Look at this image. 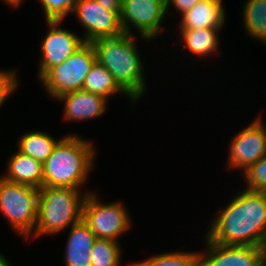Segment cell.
Returning a JSON list of instances; mask_svg holds the SVG:
<instances>
[{
    "label": "cell",
    "mask_w": 266,
    "mask_h": 266,
    "mask_svg": "<svg viewBox=\"0 0 266 266\" xmlns=\"http://www.w3.org/2000/svg\"><path fill=\"white\" fill-rule=\"evenodd\" d=\"M243 126L229 140L225 168L244 173L252 164L266 155V127L262 116Z\"/></svg>",
    "instance_id": "9"
},
{
    "label": "cell",
    "mask_w": 266,
    "mask_h": 266,
    "mask_svg": "<svg viewBox=\"0 0 266 266\" xmlns=\"http://www.w3.org/2000/svg\"><path fill=\"white\" fill-rule=\"evenodd\" d=\"M224 0H200L193 8L185 11L180 16L172 17L176 20L174 29H204L224 28L228 16ZM178 22V23H177Z\"/></svg>",
    "instance_id": "15"
},
{
    "label": "cell",
    "mask_w": 266,
    "mask_h": 266,
    "mask_svg": "<svg viewBox=\"0 0 266 266\" xmlns=\"http://www.w3.org/2000/svg\"><path fill=\"white\" fill-rule=\"evenodd\" d=\"M124 202L122 199L104 202L99 192L94 189L87 194L83 204L82 219L96 238L121 242L120 238L130 233L134 221Z\"/></svg>",
    "instance_id": "6"
},
{
    "label": "cell",
    "mask_w": 266,
    "mask_h": 266,
    "mask_svg": "<svg viewBox=\"0 0 266 266\" xmlns=\"http://www.w3.org/2000/svg\"><path fill=\"white\" fill-rule=\"evenodd\" d=\"M199 266H265V247L220 245L204 234Z\"/></svg>",
    "instance_id": "12"
},
{
    "label": "cell",
    "mask_w": 266,
    "mask_h": 266,
    "mask_svg": "<svg viewBox=\"0 0 266 266\" xmlns=\"http://www.w3.org/2000/svg\"><path fill=\"white\" fill-rule=\"evenodd\" d=\"M89 189L82 191L75 188L41 187L36 226L26 242H31L35 238L37 240L39 237L53 238L61 235L69 227L81 221L85 198L93 191L90 187Z\"/></svg>",
    "instance_id": "4"
},
{
    "label": "cell",
    "mask_w": 266,
    "mask_h": 266,
    "mask_svg": "<svg viewBox=\"0 0 266 266\" xmlns=\"http://www.w3.org/2000/svg\"><path fill=\"white\" fill-rule=\"evenodd\" d=\"M55 138L45 130L33 129L27 130L24 134L20 135L17 139V149L23 154L29 155L33 159L41 162L42 164L47 160L54 150L56 144L65 136Z\"/></svg>",
    "instance_id": "19"
},
{
    "label": "cell",
    "mask_w": 266,
    "mask_h": 266,
    "mask_svg": "<svg viewBox=\"0 0 266 266\" xmlns=\"http://www.w3.org/2000/svg\"><path fill=\"white\" fill-rule=\"evenodd\" d=\"M43 8L45 20L64 21L72 15L77 0H37Z\"/></svg>",
    "instance_id": "24"
},
{
    "label": "cell",
    "mask_w": 266,
    "mask_h": 266,
    "mask_svg": "<svg viewBox=\"0 0 266 266\" xmlns=\"http://www.w3.org/2000/svg\"><path fill=\"white\" fill-rule=\"evenodd\" d=\"M127 264L126 266H199V250L164 251Z\"/></svg>",
    "instance_id": "20"
},
{
    "label": "cell",
    "mask_w": 266,
    "mask_h": 266,
    "mask_svg": "<svg viewBox=\"0 0 266 266\" xmlns=\"http://www.w3.org/2000/svg\"><path fill=\"white\" fill-rule=\"evenodd\" d=\"M68 229L64 251H84L87 255H91L96 236L84 220L82 219Z\"/></svg>",
    "instance_id": "22"
},
{
    "label": "cell",
    "mask_w": 266,
    "mask_h": 266,
    "mask_svg": "<svg viewBox=\"0 0 266 266\" xmlns=\"http://www.w3.org/2000/svg\"><path fill=\"white\" fill-rule=\"evenodd\" d=\"M5 5L10 7L11 10H15L16 8L18 9L20 5H23L22 3L25 2L26 0H1Z\"/></svg>",
    "instance_id": "29"
},
{
    "label": "cell",
    "mask_w": 266,
    "mask_h": 266,
    "mask_svg": "<svg viewBox=\"0 0 266 266\" xmlns=\"http://www.w3.org/2000/svg\"><path fill=\"white\" fill-rule=\"evenodd\" d=\"M216 211L204 231L220 245L266 246V192L240 187Z\"/></svg>",
    "instance_id": "1"
},
{
    "label": "cell",
    "mask_w": 266,
    "mask_h": 266,
    "mask_svg": "<svg viewBox=\"0 0 266 266\" xmlns=\"http://www.w3.org/2000/svg\"><path fill=\"white\" fill-rule=\"evenodd\" d=\"M97 149L88 137L66 133L43 163V187L83 190L96 167Z\"/></svg>",
    "instance_id": "3"
},
{
    "label": "cell",
    "mask_w": 266,
    "mask_h": 266,
    "mask_svg": "<svg viewBox=\"0 0 266 266\" xmlns=\"http://www.w3.org/2000/svg\"><path fill=\"white\" fill-rule=\"evenodd\" d=\"M97 3L103 4L104 8L116 12L119 16L122 11V0H96Z\"/></svg>",
    "instance_id": "28"
},
{
    "label": "cell",
    "mask_w": 266,
    "mask_h": 266,
    "mask_svg": "<svg viewBox=\"0 0 266 266\" xmlns=\"http://www.w3.org/2000/svg\"><path fill=\"white\" fill-rule=\"evenodd\" d=\"M65 21L45 20L47 27L40 39V58L37 63V81L52 67L61 64L85 42L76 31L62 28Z\"/></svg>",
    "instance_id": "10"
},
{
    "label": "cell",
    "mask_w": 266,
    "mask_h": 266,
    "mask_svg": "<svg viewBox=\"0 0 266 266\" xmlns=\"http://www.w3.org/2000/svg\"><path fill=\"white\" fill-rule=\"evenodd\" d=\"M258 116H262V120L264 121L265 127H266V119H265L266 117L264 118L263 115H262V113L260 115H258Z\"/></svg>",
    "instance_id": "31"
},
{
    "label": "cell",
    "mask_w": 266,
    "mask_h": 266,
    "mask_svg": "<svg viewBox=\"0 0 266 266\" xmlns=\"http://www.w3.org/2000/svg\"><path fill=\"white\" fill-rule=\"evenodd\" d=\"M7 158L5 173L0 176L5 180L29 185L40 189L43 187V164L29 155L23 154L17 148Z\"/></svg>",
    "instance_id": "16"
},
{
    "label": "cell",
    "mask_w": 266,
    "mask_h": 266,
    "mask_svg": "<svg viewBox=\"0 0 266 266\" xmlns=\"http://www.w3.org/2000/svg\"><path fill=\"white\" fill-rule=\"evenodd\" d=\"M223 28H204V29H175L173 31V37L177 38L173 41L175 43L174 47L180 46L177 48L181 50V55L184 52L186 57H193L195 60L201 62V60L211 59L215 56L217 58L221 54L219 53V47L221 44L222 38L220 34L222 33ZM178 33V35L176 34ZM175 33V36H174ZM180 37V38H179ZM179 39V40H178ZM189 55V56H188ZM214 55V56H213ZM218 55V56H216Z\"/></svg>",
    "instance_id": "14"
},
{
    "label": "cell",
    "mask_w": 266,
    "mask_h": 266,
    "mask_svg": "<svg viewBox=\"0 0 266 266\" xmlns=\"http://www.w3.org/2000/svg\"><path fill=\"white\" fill-rule=\"evenodd\" d=\"M64 266H91V255L84 251H64Z\"/></svg>",
    "instance_id": "26"
},
{
    "label": "cell",
    "mask_w": 266,
    "mask_h": 266,
    "mask_svg": "<svg viewBox=\"0 0 266 266\" xmlns=\"http://www.w3.org/2000/svg\"><path fill=\"white\" fill-rule=\"evenodd\" d=\"M55 101L64 106L61 121L76 124L101 118L110 105L103 96L85 90L70 92Z\"/></svg>",
    "instance_id": "13"
},
{
    "label": "cell",
    "mask_w": 266,
    "mask_h": 266,
    "mask_svg": "<svg viewBox=\"0 0 266 266\" xmlns=\"http://www.w3.org/2000/svg\"><path fill=\"white\" fill-rule=\"evenodd\" d=\"M82 27L84 42L92 43L101 38L119 36L124 33L120 16L104 8L96 0H77L76 8L72 13Z\"/></svg>",
    "instance_id": "11"
},
{
    "label": "cell",
    "mask_w": 266,
    "mask_h": 266,
    "mask_svg": "<svg viewBox=\"0 0 266 266\" xmlns=\"http://www.w3.org/2000/svg\"><path fill=\"white\" fill-rule=\"evenodd\" d=\"M140 41L142 43L145 41L143 44L147 45L151 43L147 38L126 33L92 42L96 60L113 75L118 86L136 104H140L139 102L145 99L149 91L146 65L138 46Z\"/></svg>",
    "instance_id": "2"
},
{
    "label": "cell",
    "mask_w": 266,
    "mask_h": 266,
    "mask_svg": "<svg viewBox=\"0 0 266 266\" xmlns=\"http://www.w3.org/2000/svg\"><path fill=\"white\" fill-rule=\"evenodd\" d=\"M122 243L96 238L91 250V266H124Z\"/></svg>",
    "instance_id": "21"
},
{
    "label": "cell",
    "mask_w": 266,
    "mask_h": 266,
    "mask_svg": "<svg viewBox=\"0 0 266 266\" xmlns=\"http://www.w3.org/2000/svg\"><path fill=\"white\" fill-rule=\"evenodd\" d=\"M242 174L243 183H246L243 188L251 191L266 192V155L252 164Z\"/></svg>",
    "instance_id": "23"
},
{
    "label": "cell",
    "mask_w": 266,
    "mask_h": 266,
    "mask_svg": "<svg viewBox=\"0 0 266 266\" xmlns=\"http://www.w3.org/2000/svg\"><path fill=\"white\" fill-rule=\"evenodd\" d=\"M82 90L103 96L109 102L111 97L114 99V96L121 95L122 97L124 95L125 98H128L130 106L134 107H131V109L134 110L136 107V103L118 86L113 75L97 60L91 66L84 80Z\"/></svg>",
    "instance_id": "18"
},
{
    "label": "cell",
    "mask_w": 266,
    "mask_h": 266,
    "mask_svg": "<svg viewBox=\"0 0 266 266\" xmlns=\"http://www.w3.org/2000/svg\"><path fill=\"white\" fill-rule=\"evenodd\" d=\"M96 61V52L92 43L85 42L61 64L50 68L39 80L41 89L47 98L58 97L83 89L84 80Z\"/></svg>",
    "instance_id": "7"
},
{
    "label": "cell",
    "mask_w": 266,
    "mask_h": 266,
    "mask_svg": "<svg viewBox=\"0 0 266 266\" xmlns=\"http://www.w3.org/2000/svg\"><path fill=\"white\" fill-rule=\"evenodd\" d=\"M165 19L166 0H122L120 23L126 34L137 33L156 42L164 32Z\"/></svg>",
    "instance_id": "8"
},
{
    "label": "cell",
    "mask_w": 266,
    "mask_h": 266,
    "mask_svg": "<svg viewBox=\"0 0 266 266\" xmlns=\"http://www.w3.org/2000/svg\"><path fill=\"white\" fill-rule=\"evenodd\" d=\"M244 2V3H243ZM240 8L242 30L247 39L266 46V0H244ZM244 27V28H243Z\"/></svg>",
    "instance_id": "17"
},
{
    "label": "cell",
    "mask_w": 266,
    "mask_h": 266,
    "mask_svg": "<svg viewBox=\"0 0 266 266\" xmlns=\"http://www.w3.org/2000/svg\"><path fill=\"white\" fill-rule=\"evenodd\" d=\"M0 266H14L9 258L7 257V255H5L4 253H2L0 251Z\"/></svg>",
    "instance_id": "30"
},
{
    "label": "cell",
    "mask_w": 266,
    "mask_h": 266,
    "mask_svg": "<svg viewBox=\"0 0 266 266\" xmlns=\"http://www.w3.org/2000/svg\"><path fill=\"white\" fill-rule=\"evenodd\" d=\"M200 0H166V13L167 16L172 14V12L177 13V15L183 14L185 11L193 8ZM175 10V11H174Z\"/></svg>",
    "instance_id": "27"
},
{
    "label": "cell",
    "mask_w": 266,
    "mask_h": 266,
    "mask_svg": "<svg viewBox=\"0 0 266 266\" xmlns=\"http://www.w3.org/2000/svg\"><path fill=\"white\" fill-rule=\"evenodd\" d=\"M19 69L12 68H0V108L6 101L12 96L17 94L16 91L21 87V77L19 78Z\"/></svg>",
    "instance_id": "25"
},
{
    "label": "cell",
    "mask_w": 266,
    "mask_h": 266,
    "mask_svg": "<svg viewBox=\"0 0 266 266\" xmlns=\"http://www.w3.org/2000/svg\"><path fill=\"white\" fill-rule=\"evenodd\" d=\"M39 189L0 176V213L13 233L26 241L37 222Z\"/></svg>",
    "instance_id": "5"
}]
</instances>
